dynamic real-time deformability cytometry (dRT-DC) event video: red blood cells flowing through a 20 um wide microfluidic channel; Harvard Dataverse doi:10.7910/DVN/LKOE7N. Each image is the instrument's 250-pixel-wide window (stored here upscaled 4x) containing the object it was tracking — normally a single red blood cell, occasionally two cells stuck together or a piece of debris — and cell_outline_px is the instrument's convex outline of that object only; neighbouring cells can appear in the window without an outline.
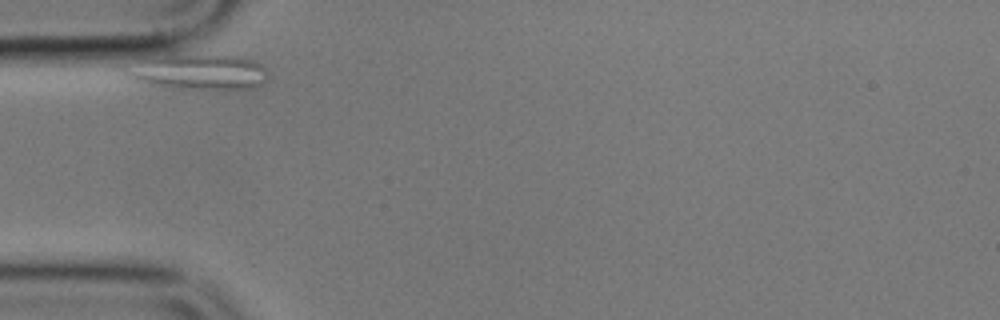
{"species": "common noctule bat (a hibernating species)", "species_latin": "Nyctalus noctula", "temperature_condition": "cold", "stored_images_in_passage": 5, "camera_frame_rate_fps": 3000, "um_per_image_px": 0.085, "animal": {"sex": "male", "body_mass_g": 17.9}, "frame": {"image": 1, "passage_image": 1, "time_ms": 0.0, "image_size_px": [1000, 320], "cell_outline_px": [[268, 72], [264, 84], [252, 88], [220, 92], [216, 92], [160, 88], [144, 84], [136, 80], [124, 72], [148, 60], [164, 56], [244, 56], [256, 60]], "centroid_in_image_um": [17.06, 6.22], "position_along_channel_um": 67.9, "area_um2": 29.59}}
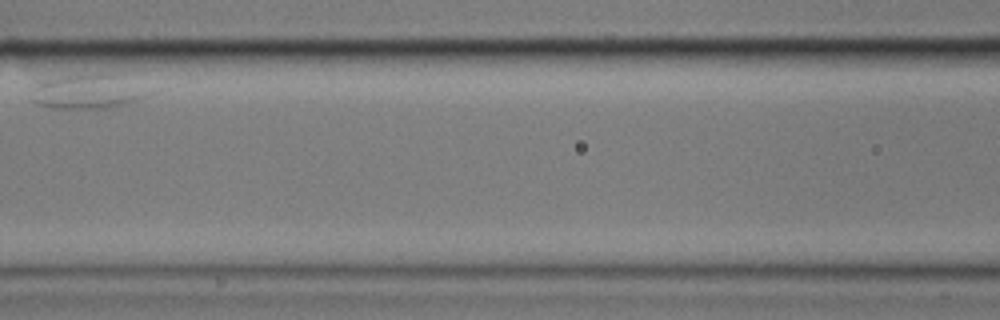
{"frame": {"image": 2, "passage_image": 3, "time_ms": 4.0, "image_size_px": [1000, 320], "cell_outline_px": [[152, 92], [148, 96], [140, 100], [128, 104], [112, 108], [48, 108], [36, 104], [32, 100], [36, 88], [40, 84], [48, 80], [60, 76], [96, 72], [116, 72]], "centroid_in_image_um": [7.57, 7.77], "position_along_channel_um": 159.0, "area_um2": 23.87}}
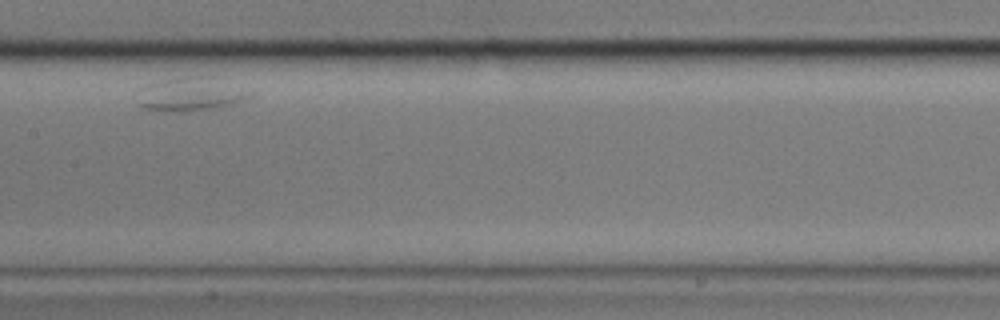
{"frame": {"image": 3, "passage_image": 4, "time_ms": 5.333, "image_size_px": [1000, 320], "cell_outline_px": [[256, 92], [252, 96], [236, 104], [224, 108], [192, 112], [164, 112], [140, 108], [136, 104], [140, 88], [148, 84], [160, 80], [176, 76], [216, 76]], "centroid_in_image_um": [16.26, 8.02], "position_along_channel_um": 191.1, "area_um2": 23.58}}